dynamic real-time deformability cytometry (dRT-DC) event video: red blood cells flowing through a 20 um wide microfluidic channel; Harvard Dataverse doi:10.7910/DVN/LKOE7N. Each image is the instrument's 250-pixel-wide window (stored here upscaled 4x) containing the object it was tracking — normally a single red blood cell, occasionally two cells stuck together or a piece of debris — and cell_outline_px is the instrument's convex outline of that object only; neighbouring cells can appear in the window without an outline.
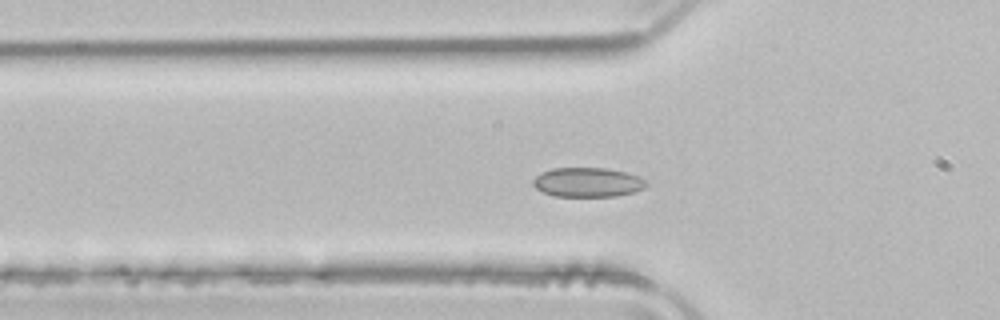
{"species": "common noctule bat (a hibernating species)", "species_latin": "Nyctalus noctula", "temperature_condition": "room temperature", "stored_images_in_passage": 49, "camera_frame_rate_fps": 3000, "um_per_image_px": 0.085, "animal": {"sex": "male", "body_mass_g": 21.5, "forearm_length_mm": 52.0}, "frame": {"image": 1, "passage_image": 14, "time_ms": 4.333, "image_size_px": [1000, 320], "cell_outline_px": [[648, 184], [644, 188], [636, 192], [616, 196], [552, 196], [536, 188], [532, 184], [532, 180], [536, 176], [552, 168], [608, 168], [628, 172], [640, 176]], "centroid_in_image_um": [49.99, 15.49], "position_along_channel_um": 75.8, "area_um2": 19.54}}
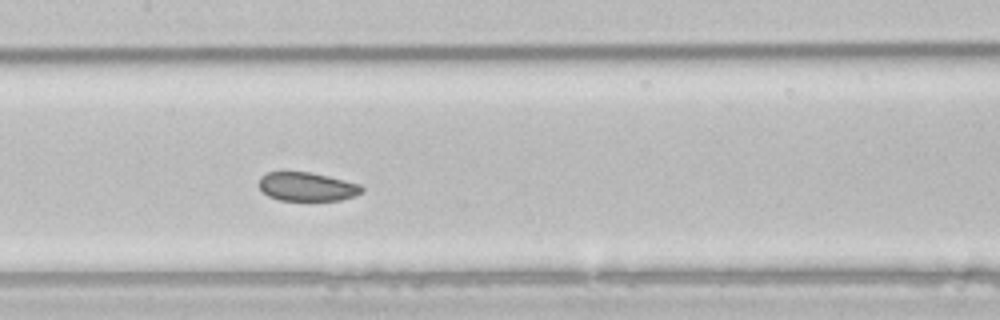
{"frame": {"image": 2, "passage_image": 22, "time_ms": 7.0, "image_size_px": [1000, 320], "cell_outline_px": [[364, 192], [356, 196], [340, 200], [280, 200], [268, 196], [256, 184], [260, 176], [268, 172], [312, 172], [360, 184], [364, 188]], "centroid_in_image_um": [26.1, 15.86], "position_along_channel_um": 181.3, "area_um2": 17.4}}
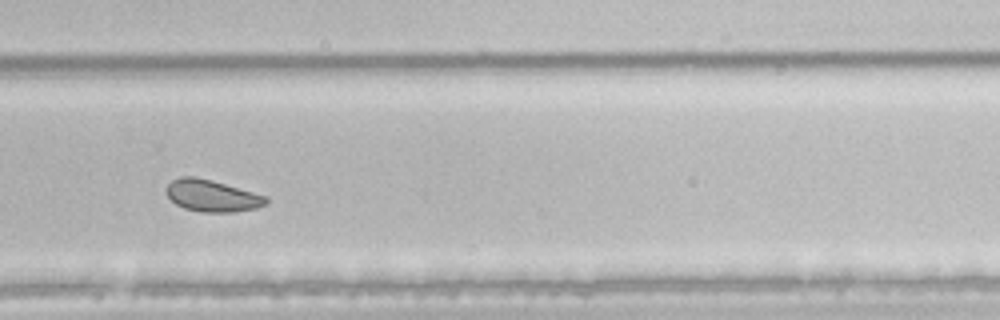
{"frame": {"image": 3, "passage_image": 32, "time_ms": 10.333, "image_size_px": [1000, 320], "cell_outline_px": [[268, 204], [256, 208], [232, 212], [200, 212], [184, 208], [176, 204], [168, 196], [168, 184], [172, 180], [180, 176], [192, 176], [212, 180], [268, 196]], "centroid_in_image_um": [18.06, 16.64], "position_along_channel_um": 311.7, "area_um2": 18.44}, "authors_computed_cell_mechanics": {"area_um2": 20.23, "velocity_mm_per_s": 3.9366, "shape_relaxation_time_tau1_ms": null, "shape_relaxation_time_tau2_ms": 2.4384, "deformation_change_tau1": null, "deformation_change_tau2": 0.0581}}